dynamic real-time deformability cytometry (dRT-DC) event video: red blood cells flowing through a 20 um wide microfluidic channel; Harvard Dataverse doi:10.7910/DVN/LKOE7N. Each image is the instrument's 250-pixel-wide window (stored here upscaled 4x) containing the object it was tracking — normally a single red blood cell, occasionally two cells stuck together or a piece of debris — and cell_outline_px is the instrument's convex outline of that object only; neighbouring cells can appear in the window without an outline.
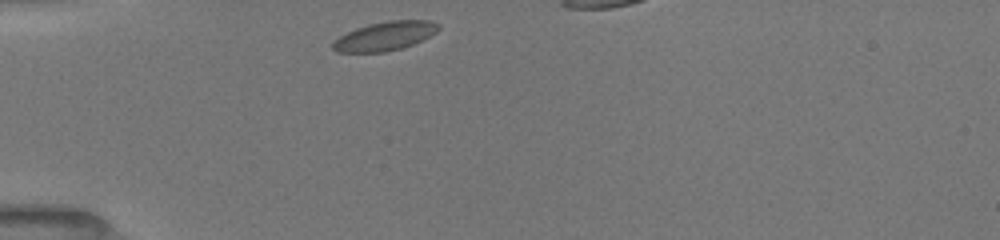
{"species": "common noctule bat (a hibernating species)", "species_latin": "Nyctalus noctula", "temperature_condition": "room temperature", "stored_images_in_passage": 32, "camera_frame_rate_fps": 3000, "um_per_image_px": 0.085, "animal": {"sex": "female", "body_mass_g": 19.5, "forearm_length_mm": 54.1}, "frame": {"image": 1, "passage_image": 1, "time_ms": 0.0, "image_size_px": [1000, 240], "cell_outline_px": [[440, 28], [436, 32], [412, 44], [400, 48], [384, 52], [336, 52], [332, 48], [332, 44], [340, 36], [356, 28], [368, 24], [388, 20], [428, 20], [440, 24]], "centroid_in_image_um": [32.71, 3.05], "position_along_channel_um": 52.3, "area_um2": 17.57}}
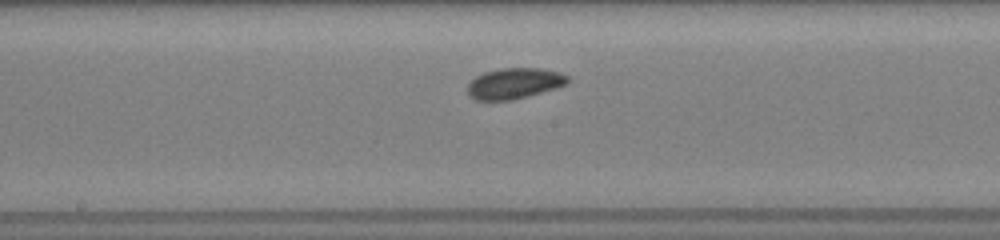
{"frame": {"image": 2, "passage_image": 14, "time_ms": 4.333, "image_size_px": [1000, 240], "cell_outline_px": [[568, 84], [556, 88], [528, 96], [512, 100], [476, 100], [468, 96], [468, 84], [476, 76], [484, 72], [500, 68], [540, 68], [560, 72], [568, 76]], "centroid_in_image_um": [43.72, 7.09], "position_along_channel_um": 204.5, "area_um2": 18.03}}
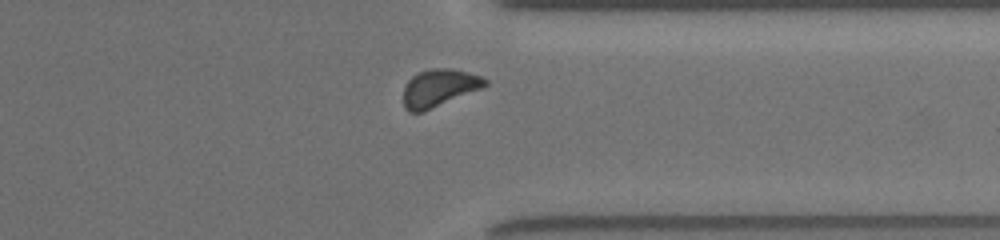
{"frame": {"image": 3, "passage_image": 27, "time_ms": 8.667, "image_size_px": [1000, 240], "cell_outline_px": [[488, 84], [484, 88], [424, 112], [408, 112], [404, 108], [404, 88], [408, 80], [412, 76], [420, 72], [432, 68], [452, 68], [468, 72], [480, 76], [488, 80]], "centroid_in_image_um": [37.35, 7.49], "position_along_channel_um": 374.0, "area_um2": 18.09}}